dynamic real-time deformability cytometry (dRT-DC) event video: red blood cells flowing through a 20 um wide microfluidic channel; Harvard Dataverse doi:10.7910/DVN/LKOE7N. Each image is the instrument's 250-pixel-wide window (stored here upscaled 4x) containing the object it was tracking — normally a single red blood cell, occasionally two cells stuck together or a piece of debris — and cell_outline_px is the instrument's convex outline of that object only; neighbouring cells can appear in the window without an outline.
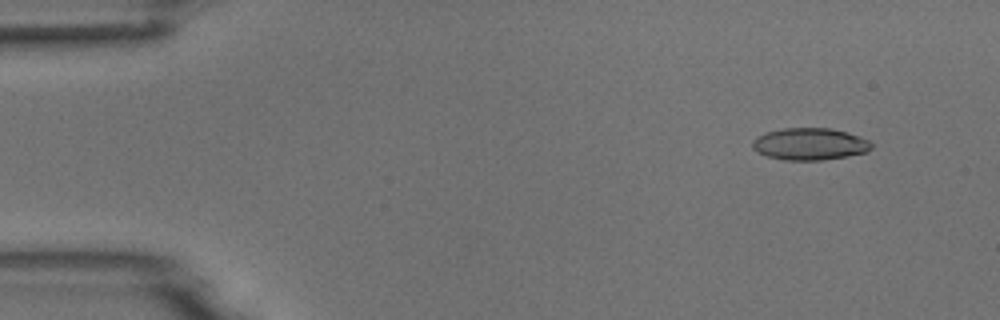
{"species": "common noctule bat (a hibernating species)", "species_latin": "Nyctalus noctula", "temperature_condition": "room temperature", "stored_images_in_passage": 4, "camera_frame_rate_fps": 3000, "um_per_image_px": 0.085, "animal": {"sex": "male", "body_mass_g": 18.8}, "frame": {"image": 1, "passage_image": 2, "time_ms": 1.0, "image_size_px": [1000, 320], "cell_outline_px": [[872, 148], [868, 152], [848, 156], [820, 160], [784, 160], [768, 156], [756, 152], [752, 148], [752, 140], [756, 136], [764, 132], [784, 128], [832, 128], [848, 132], [860, 136], [868, 140], [872, 144]], "centroid_in_image_um": [68.82, 12.23], "position_along_channel_um": 16.2, "area_um2": 22.48}}
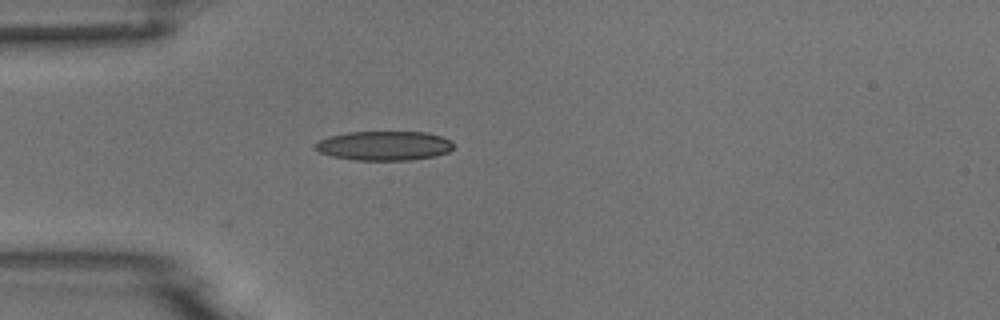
{"frame": {"image": 2, "passage_image": 4, "time_ms": 4.333, "image_size_px": [1000, 320], "cell_outline_px": [[452, 148], [448, 152], [436, 156], [412, 160], [356, 160], [332, 156], [320, 152], [312, 148], [312, 144], [328, 136], [348, 132], [424, 132], [440, 136], [452, 140]], "centroid_in_image_um": [32.62, 12.39], "position_along_channel_um": 52.4, "area_um2": 23.76}}